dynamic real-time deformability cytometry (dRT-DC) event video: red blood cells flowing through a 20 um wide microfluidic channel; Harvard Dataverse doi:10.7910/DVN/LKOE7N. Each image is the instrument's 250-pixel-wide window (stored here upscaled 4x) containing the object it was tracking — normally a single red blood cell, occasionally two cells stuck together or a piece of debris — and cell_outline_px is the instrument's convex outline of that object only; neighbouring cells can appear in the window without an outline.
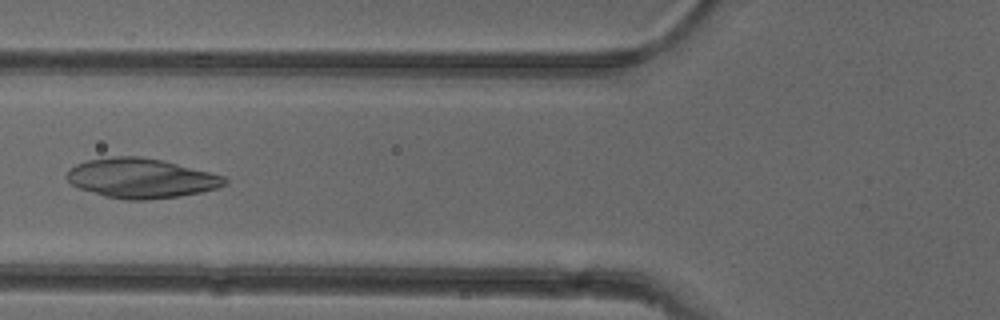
{"species": "common noctule bat (a hibernating species)", "species_latin": "Nyctalus noctula", "temperature_condition": "cold", "stored_images_in_passage": 4, "camera_frame_rate_fps": 3000, "um_per_image_px": 0.085, "animal": {"sex": "female"}, "frame": {"image": 1, "passage_image": 4, "time_ms": 3.333, "image_size_px": [1000, 320], "cell_outline_px": [[228, 184], [216, 188], [200, 192], [180, 196], [144, 200], [128, 200], [104, 196], [80, 188], [72, 184], [68, 180], [68, 168], [76, 164], [88, 160], [112, 156], [140, 156], [164, 160], [224, 176], [228, 180]], "centroid_in_image_um": [12.01, 15.14], "position_along_channel_um": 113.8, "area_um2": 36.41}}